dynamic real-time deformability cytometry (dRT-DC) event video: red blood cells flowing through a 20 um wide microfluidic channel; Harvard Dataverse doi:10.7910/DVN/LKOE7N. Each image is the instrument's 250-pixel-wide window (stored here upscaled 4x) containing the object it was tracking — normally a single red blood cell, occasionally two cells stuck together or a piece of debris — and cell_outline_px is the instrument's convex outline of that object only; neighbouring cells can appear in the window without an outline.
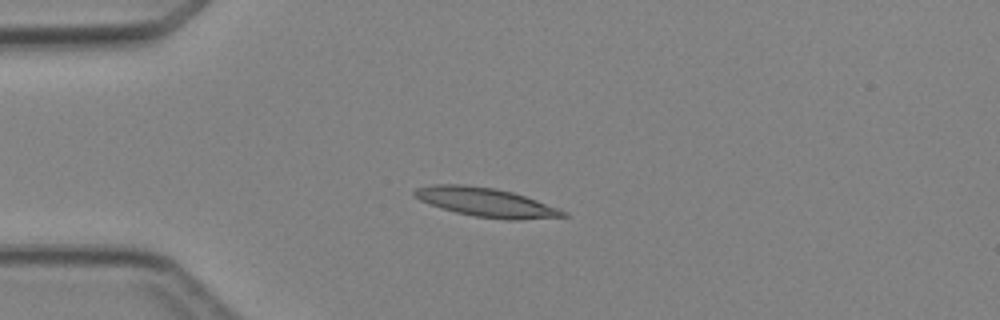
{"species": "Egyptian fruit bat (a non-hibernating species)", "species_latin": "Rousettus aegyptiacus", "temperature_condition": "cold", "stored_images_in_passage": 3, "camera_frame_rate_fps": 3000, "um_per_image_px": 0.085, "animal": {"sex": "female"}, "frame": {"image": 1, "passage_image": 3, "time_ms": 2.333, "image_size_px": [1000, 320], "cell_outline_px": [[568, 216], [516, 220], [508, 220], [476, 216], [456, 212], [420, 200], [412, 192], [416, 188], [432, 184], [464, 184], [496, 188], [512, 192], [560, 208], [568, 212]], "centroid_in_image_um": [41.35, 17.18], "position_along_channel_um": 43.7, "area_um2": 24.85}}